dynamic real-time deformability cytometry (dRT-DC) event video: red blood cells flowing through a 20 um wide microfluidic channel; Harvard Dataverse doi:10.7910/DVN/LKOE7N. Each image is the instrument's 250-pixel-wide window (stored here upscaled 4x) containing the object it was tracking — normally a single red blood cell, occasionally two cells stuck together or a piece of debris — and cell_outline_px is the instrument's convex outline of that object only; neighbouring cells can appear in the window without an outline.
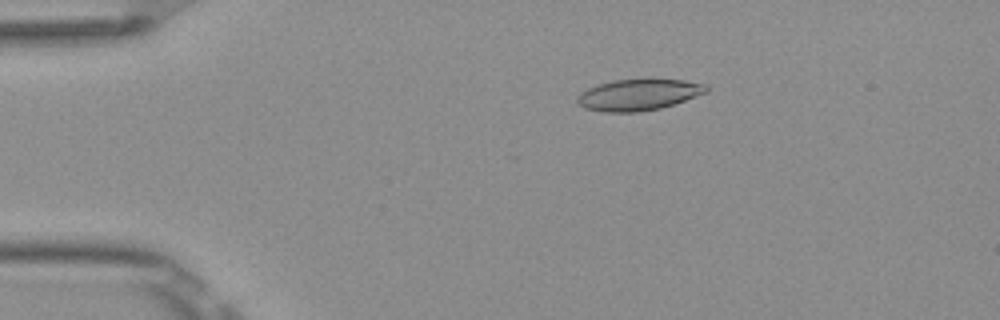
{"species": "Egyptian fruit bat (a non-hibernating species)", "species_latin": "Rousettus aegyptiacus", "temperature_condition": "room temperature", "stored_images_in_passage": 52, "camera_frame_rate_fps": 3000, "um_per_image_px": 0.085, "frame": {"image": 1, "passage_image": 10, "time_ms": 3.0, "image_size_px": [1000, 320], "cell_outline_px": [[708, 92], [660, 108], [636, 112], [604, 112], [584, 108], [576, 100], [576, 96], [580, 92], [596, 84], [612, 80], [684, 80], [708, 84]], "centroid_in_image_um": [54.24, 8.05], "position_along_channel_um": 30.8, "area_um2": 23.35}}
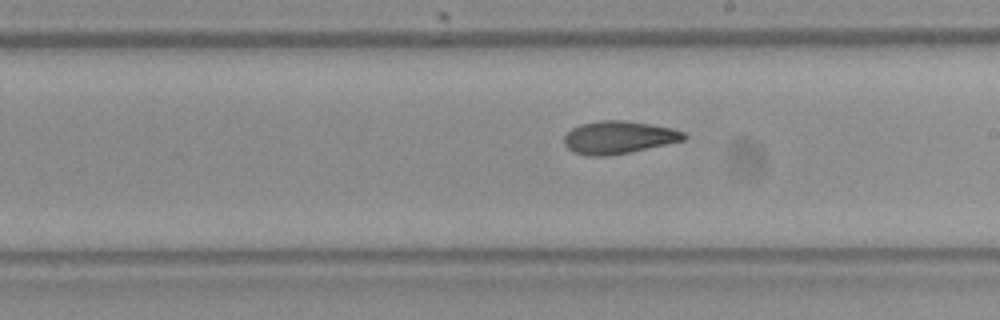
{"frame": {"image": 2, "passage_image": 30, "time_ms": 9.667, "image_size_px": [1000, 320], "cell_outline_px": [[688, 136], [684, 140], [628, 152], [608, 156], [584, 156], [568, 148], [564, 144], [564, 136], [572, 128], [580, 124], [600, 120], [628, 120], [672, 128], [684, 132]], "centroid_in_image_um": [52.57, 11.67], "position_along_channel_um": 236.4, "area_um2": 22.77}}
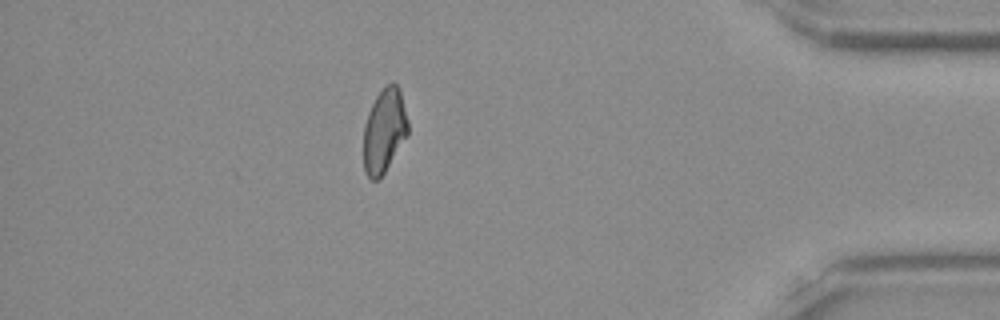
{"frame": {"image": 3, "passage_image": 46, "time_ms": 15.0, "image_size_px": [1000, 320], "cell_outline_px": [[408, 136], [380, 180], [372, 180], [368, 176], [364, 168], [364, 124], [368, 112], [376, 96], [392, 80], [400, 88], [408, 120]], "centroid_in_image_um": [32.68, 11.12], "position_along_channel_um": 402.5, "area_um2": 22.02}, "authors_computed_cell_mechanics": {"area_um2": 22.7732, "velocity_mm_per_s": 3.8913, "shape_relaxation_time_tau1_ms": null, "shape_relaxation_time_tau2_ms": 3.4572, "deformation_change_tau1": null, "deformation_change_tau2": 0.1032}}